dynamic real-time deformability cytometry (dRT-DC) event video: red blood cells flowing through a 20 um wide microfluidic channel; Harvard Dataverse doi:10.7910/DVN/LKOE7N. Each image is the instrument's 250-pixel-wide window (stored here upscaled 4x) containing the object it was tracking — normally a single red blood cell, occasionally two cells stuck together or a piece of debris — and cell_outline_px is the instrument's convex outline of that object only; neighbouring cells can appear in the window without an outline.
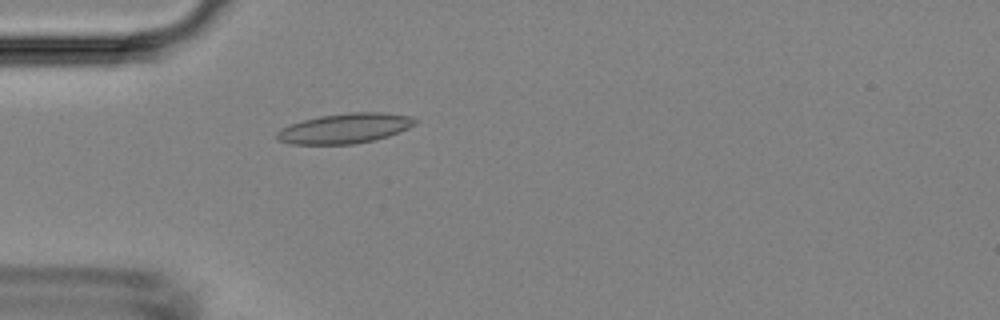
{"species": "Egyptian fruit bat (a non-hibernating species)", "species_latin": "Rousettus aegyptiacus", "temperature_condition": "room temperature", "stored_images_in_passage": 2, "camera_frame_rate_fps": 3000, "um_per_image_px": 0.085, "animal": {"sex": "female"}, "frame": {"image": 1, "passage_image": 2, "time_ms": 1.333, "image_size_px": [1000, 320], "cell_outline_px": [[420, 120], [416, 124], [400, 132], [388, 136], [372, 140], [352, 144], [292, 144], [276, 140], [276, 132], [280, 128], [304, 120], [320, 116], [348, 112], [380, 112], [408, 116]], "centroid_in_image_um": [29.31, 10.91], "position_along_channel_um": 55.7, "area_um2": 24.1}}